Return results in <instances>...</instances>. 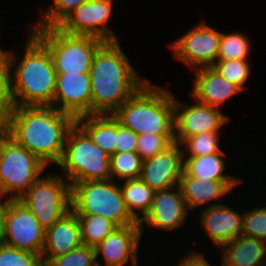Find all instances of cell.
Masks as SVG:
<instances>
[{
  "mask_svg": "<svg viewBox=\"0 0 266 266\" xmlns=\"http://www.w3.org/2000/svg\"><path fill=\"white\" fill-rule=\"evenodd\" d=\"M76 118L52 106H15L2 130L44 164L57 165Z\"/></svg>",
  "mask_w": 266,
  "mask_h": 266,
  "instance_id": "obj_1",
  "label": "cell"
},
{
  "mask_svg": "<svg viewBox=\"0 0 266 266\" xmlns=\"http://www.w3.org/2000/svg\"><path fill=\"white\" fill-rule=\"evenodd\" d=\"M92 115H113L148 79L139 75L120 41L105 42L89 71Z\"/></svg>",
  "mask_w": 266,
  "mask_h": 266,
  "instance_id": "obj_2",
  "label": "cell"
},
{
  "mask_svg": "<svg viewBox=\"0 0 266 266\" xmlns=\"http://www.w3.org/2000/svg\"><path fill=\"white\" fill-rule=\"evenodd\" d=\"M24 52L6 49L12 75V93L16 106H51L57 72L47 47L30 31Z\"/></svg>",
  "mask_w": 266,
  "mask_h": 266,
  "instance_id": "obj_3",
  "label": "cell"
},
{
  "mask_svg": "<svg viewBox=\"0 0 266 266\" xmlns=\"http://www.w3.org/2000/svg\"><path fill=\"white\" fill-rule=\"evenodd\" d=\"M149 80L113 116L137 135H174V94Z\"/></svg>",
  "mask_w": 266,
  "mask_h": 266,
  "instance_id": "obj_4",
  "label": "cell"
},
{
  "mask_svg": "<svg viewBox=\"0 0 266 266\" xmlns=\"http://www.w3.org/2000/svg\"><path fill=\"white\" fill-rule=\"evenodd\" d=\"M110 155L98 147L77 124L70 129L60 162L63 177L70 185L79 182L109 180Z\"/></svg>",
  "mask_w": 266,
  "mask_h": 266,
  "instance_id": "obj_5",
  "label": "cell"
},
{
  "mask_svg": "<svg viewBox=\"0 0 266 266\" xmlns=\"http://www.w3.org/2000/svg\"><path fill=\"white\" fill-rule=\"evenodd\" d=\"M71 206L76 215H100L117 227L139 224L128 211L120 183L112 179L72 184Z\"/></svg>",
  "mask_w": 266,
  "mask_h": 266,
  "instance_id": "obj_6",
  "label": "cell"
},
{
  "mask_svg": "<svg viewBox=\"0 0 266 266\" xmlns=\"http://www.w3.org/2000/svg\"><path fill=\"white\" fill-rule=\"evenodd\" d=\"M47 168L37 156L0 129V197L19 200Z\"/></svg>",
  "mask_w": 266,
  "mask_h": 266,
  "instance_id": "obj_7",
  "label": "cell"
},
{
  "mask_svg": "<svg viewBox=\"0 0 266 266\" xmlns=\"http://www.w3.org/2000/svg\"><path fill=\"white\" fill-rule=\"evenodd\" d=\"M29 31L47 47L57 73H89L97 50L105 43L94 36L69 35L57 27Z\"/></svg>",
  "mask_w": 266,
  "mask_h": 266,
  "instance_id": "obj_8",
  "label": "cell"
},
{
  "mask_svg": "<svg viewBox=\"0 0 266 266\" xmlns=\"http://www.w3.org/2000/svg\"><path fill=\"white\" fill-rule=\"evenodd\" d=\"M46 230L65 217L71 206V185L60 173L41 176L19 199Z\"/></svg>",
  "mask_w": 266,
  "mask_h": 266,
  "instance_id": "obj_9",
  "label": "cell"
},
{
  "mask_svg": "<svg viewBox=\"0 0 266 266\" xmlns=\"http://www.w3.org/2000/svg\"><path fill=\"white\" fill-rule=\"evenodd\" d=\"M184 33L168 43L174 59L192 71L213 67L217 61L221 31L202 20Z\"/></svg>",
  "mask_w": 266,
  "mask_h": 266,
  "instance_id": "obj_10",
  "label": "cell"
},
{
  "mask_svg": "<svg viewBox=\"0 0 266 266\" xmlns=\"http://www.w3.org/2000/svg\"><path fill=\"white\" fill-rule=\"evenodd\" d=\"M116 0H86L72 11L58 26L69 35L94 36L105 42L119 41L108 25ZM118 1V0H117Z\"/></svg>",
  "mask_w": 266,
  "mask_h": 266,
  "instance_id": "obj_11",
  "label": "cell"
},
{
  "mask_svg": "<svg viewBox=\"0 0 266 266\" xmlns=\"http://www.w3.org/2000/svg\"><path fill=\"white\" fill-rule=\"evenodd\" d=\"M3 244L41 255L45 229L19 200H8L4 218Z\"/></svg>",
  "mask_w": 266,
  "mask_h": 266,
  "instance_id": "obj_12",
  "label": "cell"
},
{
  "mask_svg": "<svg viewBox=\"0 0 266 266\" xmlns=\"http://www.w3.org/2000/svg\"><path fill=\"white\" fill-rule=\"evenodd\" d=\"M193 100V104H183L174 95V136L177 143L200 133L221 132L230 121L220 108Z\"/></svg>",
  "mask_w": 266,
  "mask_h": 266,
  "instance_id": "obj_13",
  "label": "cell"
},
{
  "mask_svg": "<svg viewBox=\"0 0 266 266\" xmlns=\"http://www.w3.org/2000/svg\"><path fill=\"white\" fill-rule=\"evenodd\" d=\"M188 213L190 210L179 185L155 192L149 212L139 222L142 235L145 234V227L159 231H175L184 227L190 216Z\"/></svg>",
  "mask_w": 266,
  "mask_h": 266,
  "instance_id": "obj_14",
  "label": "cell"
},
{
  "mask_svg": "<svg viewBox=\"0 0 266 266\" xmlns=\"http://www.w3.org/2000/svg\"><path fill=\"white\" fill-rule=\"evenodd\" d=\"M52 107L75 118L92 115V90L89 73H57Z\"/></svg>",
  "mask_w": 266,
  "mask_h": 266,
  "instance_id": "obj_15",
  "label": "cell"
},
{
  "mask_svg": "<svg viewBox=\"0 0 266 266\" xmlns=\"http://www.w3.org/2000/svg\"><path fill=\"white\" fill-rule=\"evenodd\" d=\"M180 143L174 142L164 151L146 159L140 178L154 191H163L180 184L184 168Z\"/></svg>",
  "mask_w": 266,
  "mask_h": 266,
  "instance_id": "obj_16",
  "label": "cell"
},
{
  "mask_svg": "<svg viewBox=\"0 0 266 266\" xmlns=\"http://www.w3.org/2000/svg\"><path fill=\"white\" fill-rule=\"evenodd\" d=\"M142 232L139 224L117 227L97 247L96 260L101 256L105 266H138Z\"/></svg>",
  "mask_w": 266,
  "mask_h": 266,
  "instance_id": "obj_17",
  "label": "cell"
},
{
  "mask_svg": "<svg viewBox=\"0 0 266 266\" xmlns=\"http://www.w3.org/2000/svg\"><path fill=\"white\" fill-rule=\"evenodd\" d=\"M198 227L206 233L214 247L220 249L224 244L239 237L242 232L243 211L223 204L200 209Z\"/></svg>",
  "mask_w": 266,
  "mask_h": 266,
  "instance_id": "obj_18",
  "label": "cell"
},
{
  "mask_svg": "<svg viewBox=\"0 0 266 266\" xmlns=\"http://www.w3.org/2000/svg\"><path fill=\"white\" fill-rule=\"evenodd\" d=\"M242 182L244 181H212L204 178L187 176L183 172L179 186L191 212L201 207L205 209L224 203L221 201L225 199V196L227 194L230 195L231 192H233L232 189H236L235 187Z\"/></svg>",
  "mask_w": 266,
  "mask_h": 266,
  "instance_id": "obj_19",
  "label": "cell"
},
{
  "mask_svg": "<svg viewBox=\"0 0 266 266\" xmlns=\"http://www.w3.org/2000/svg\"><path fill=\"white\" fill-rule=\"evenodd\" d=\"M193 74V86L190 90V96L207 105L219 108L229 98L244 92L239 86L231 83L222 77L215 69L200 68Z\"/></svg>",
  "mask_w": 266,
  "mask_h": 266,
  "instance_id": "obj_20",
  "label": "cell"
},
{
  "mask_svg": "<svg viewBox=\"0 0 266 266\" xmlns=\"http://www.w3.org/2000/svg\"><path fill=\"white\" fill-rule=\"evenodd\" d=\"M82 244L78 217L70 211L45 230V244L41 253L43 265L46 266L54 257L71 252Z\"/></svg>",
  "mask_w": 266,
  "mask_h": 266,
  "instance_id": "obj_21",
  "label": "cell"
},
{
  "mask_svg": "<svg viewBox=\"0 0 266 266\" xmlns=\"http://www.w3.org/2000/svg\"><path fill=\"white\" fill-rule=\"evenodd\" d=\"M218 251L220 266H266V243L252 237L240 235Z\"/></svg>",
  "mask_w": 266,
  "mask_h": 266,
  "instance_id": "obj_22",
  "label": "cell"
},
{
  "mask_svg": "<svg viewBox=\"0 0 266 266\" xmlns=\"http://www.w3.org/2000/svg\"><path fill=\"white\" fill-rule=\"evenodd\" d=\"M226 153H215L198 157H183V172L187 176L204 178L212 181H243L236 174L226 173L227 160L224 156Z\"/></svg>",
  "mask_w": 266,
  "mask_h": 266,
  "instance_id": "obj_23",
  "label": "cell"
},
{
  "mask_svg": "<svg viewBox=\"0 0 266 266\" xmlns=\"http://www.w3.org/2000/svg\"><path fill=\"white\" fill-rule=\"evenodd\" d=\"M76 123L109 155L116 153L117 119L113 115H83Z\"/></svg>",
  "mask_w": 266,
  "mask_h": 266,
  "instance_id": "obj_24",
  "label": "cell"
},
{
  "mask_svg": "<svg viewBox=\"0 0 266 266\" xmlns=\"http://www.w3.org/2000/svg\"><path fill=\"white\" fill-rule=\"evenodd\" d=\"M119 183L128 211L140 222L149 212L155 192L141 178Z\"/></svg>",
  "mask_w": 266,
  "mask_h": 266,
  "instance_id": "obj_25",
  "label": "cell"
},
{
  "mask_svg": "<svg viewBox=\"0 0 266 266\" xmlns=\"http://www.w3.org/2000/svg\"><path fill=\"white\" fill-rule=\"evenodd\" d=\"M84 245L97 247L117 226L100 215H77Z\"/></svg>",
  "mask_w": 266,
  "mask_h": 266,
  "instance_id": "obj_26",
  "label": "cell"
},
{
  "mask_svg": "<svg viewBox=\"0 0 266 266\" xmlns=\"http://www.w3.org/2000/svg\"><path fill=\"white\" fill-rule=\"evenodd\" d=\"M251 39L244 33L221 32L217 61L219 60H249L252 48Z\"/></svg>",
  "mask_w": 266,
  "mask_h": 266,
  "instance_id": "obj_27",
  "label": "cell"
},
{
  "mask_svg": "<svg viewBox=\"0 0 266 266\" xmlns=\"http://www.w3.org/2000/svg\"><path fill=\"white\" fill-rule=\"evenodd\" d=\"M109 163L114 181L138 179L141 176L143 160L137 152H116L110 155Z\"/></svg>",
  "mask_w": 266,
  "mask_h": 266,
  "instance_id": "obj_28",
  "label": "cell"
},
{
  "mask_svg": "<svg viewBox=\"0 0 266 266\" xmlns=\"http://www.w3.org/2000/svg\"><path fill=\"white\" fill-rule=\"evenodd\" d=\"M221 137H223L221 136V132H206L187 137L181 143L183 157H198L215 153H225L220 146Z\"/></svg>",
  "mask_w": 266,
  "mask_h": 266,
  "instance_id": "obj_29",
  "label": "cell"
},
{
  "mask_svg": "<svg viewBox=\"0 0 266 266\" xmlns=\"http://www.w3.org/2000/svg\"><path fill=\"white\" fill-rule=\"evenodd\" d=\"M12 93V75L6 50L0 54V129L15 109Z\"/></svg>",
  "mask_w": 266,
  "mask_h": 266,
  "instance_id": "obj_30",
  "label": "cell"
},
{
  "mask_svg": "<svg viewBox=\"0 0 266 266\" xmlns=\"http://www.w3.org/2000/svg\"><path fill=\"white\" fill-rule=\"evenodd\" d=\"M86 0H52L51 5L38 15L31 28L57 27L72 11Z\"/></svg>",
  "mask_w": 266,
  "mask_h": 266,
  "instance_id": "obj_31",
  "label": "cell"
},
{
  "mask_svg": "<svg viewBox=\"0 0 266 266\" xmlns=\"http://www.w3.org/2000/svg\"><path fill=\"white\" fill-rule=\"evenodd\" d=\"M250 63L249 60H219L212 68L244 91L247 90L246 83L252 72Z\"/></svg>",
  "mask_w": 266,
  "mask_h": 266,
  "instance_id": "obj_32",
  "label": "cell"
},
{
  "mask_svg": "<svg viewBox=\"0 0 266 266\" xmlns=\"http://www.w3.org/2000/svg\"><path fill=\"white\" fill-rule=\"evenodd\" d=\"M266 205L243 210L241 235L266 243ZM246 211V212H245Z\"/></svg>",
  "mask_w": 266,
  "mask_h": 266,
  "instance_id": "obj_33",
  "label": "cell"
},
{
  "mask_svg": "<svg viewBox=\"0 0 266 266\" xmlns=\"http://www.w3.org/2000/svg\"><path fill=\"white\" fill-rule=\"evenodd\" d=\"M96 263L95 248L82 244L71 252L54 257L46 266H94Z\"/></svg>",
  "mask_w": 266,
  "mask_h": 266,
  "instance_id": "obj_34",
  "label": "cell"
},
{
  "mask_svg": "<svg viewBox=\"0 0 266 266\" xmlns=\"http://www.w3.org/2000/svg\"><path fill=\"white\" fill-rule=\"evenodd\" d=\"M0 266H44L41 255L0 244Z\"/></svg>",
  "mask_w": 266,
  "mask_h": 266,
  "instance_id": "obj_35",
  "label": "cell"
},
{
  "mask_svg": "<svg viewBox=\"0 0 266 266\" xmlns=\"http://www.w3.org/2000/svg\"><path fill=\"white\" fill-rule=\"evenodd\" d=\"M174 142V135H139L136 152L144 161L164 151Z\"/></svg>",
  "mask_w": 266,
  "mask_h": 266,
  "instance_id": "obj_36",
  "label": "cell"
},
{
  "mask_svg": "<svg viewBox=\"0 0 266 266\" xmlns=\"http://www.w3.org/2000/svg\"><path fill=\"white\" fill-rule=\"evenodd\" d=\"M138 137L134 131L124 127L117 120L116 152H136Z\"/></svg>",
  "mask_w": 266,
  "mask_h": 266,
  "instance_id": "obj_37",
  "label": "cell"
},
{
  "mask_svg": "<svg viewBox=\"0 0 266 266\" xmlns=\"http://www.w3.org/2000/svg\"><path fill=\"white\" fill-rule=\"evenodd\" d=\"M191 249L189 252L187 251V254L182 255L185 257H181L179 259V263H177V266H212L208 260H206V256H204L203 251H197Z\"/></svg>",
  "mask_w": 266,
  "mask_h": 266,
  "instance_id": "obj_38",
  "label": "cell"
},
{
  "mask_svg": "<svg viewBox=\"0 0 266 266\" xmlns=\"http://www.w3.org/2000/svg\"><path fill=\"white\" fill-rule=\"evenodd\" d=\"M0 244L4 239V218L7 206V199L0 197Z\"/></svg>",
  "mask_w": 266,
  "mask_h": 266,
  "instance_id": "obj_39",
  "label": "cell"
},
{
  "mask_svg": "<svg viewBox=\"0 0 266 266\" xmlns=\"http://www.w3.org/2000/svg\"><path fill=\"white\" fill-rule=\"evenodd\" d=\"M94 266H105V265H102L100 262H97Z\"/></svg>",
  "mask_w": 266,
  "mask_h": 266,
  "instance_id": "obj_40",
  "label": "cell"
},
{
  "mask_svg": "<svg viewBox=\"0 0 266 266\" xmlns=\"http://www.w3.org/2000/svg\"><path fill=\"white\" fill-rule=\"evenodd\" d=\"M0 46H1V44H0ZM3 51H4V49H2V48L0 47V54H1Z\"/></svg>",
  "mask_w": 266,
  "mask_h": 266,
  "instance_id": "obj_41",
  "label": "cell"
}]
</instances>
